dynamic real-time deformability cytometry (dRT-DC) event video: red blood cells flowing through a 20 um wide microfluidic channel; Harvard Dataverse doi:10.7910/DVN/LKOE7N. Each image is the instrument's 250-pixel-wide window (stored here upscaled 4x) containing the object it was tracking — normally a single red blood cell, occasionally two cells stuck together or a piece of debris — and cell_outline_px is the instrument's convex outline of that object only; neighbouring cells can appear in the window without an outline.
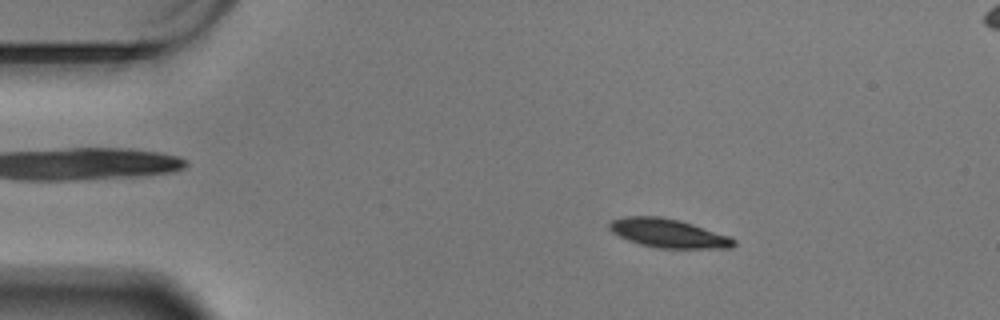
{"species": "Egyptian fruit bat (a non-hibernating species)", "species_latin": "Rousettus aegyptiacus", "temperature_condition": "warm", "stored_images_in_passage": 59, "camera_frame_rate_fps": 3000, "um_per_image_px": 0.085, "animal": {"sex": "male"}, "frame": {"image": 1, "passage_image": 10, "time_ms": 3.0, "image_size_px": [1000, 320], "cell_outline_px": [[736, 244], [732, 248], [656, 248], [640, 244], [628, 240], [612, 232], [608, 228], [608, 220], [624, 216], [660, 216], [680, 220], [728, 236], [736, 240]], "centroid_in_image_um": [56.75, 19.82], "position_along_channel_um": 28.2, "area_um2": 20.92}}
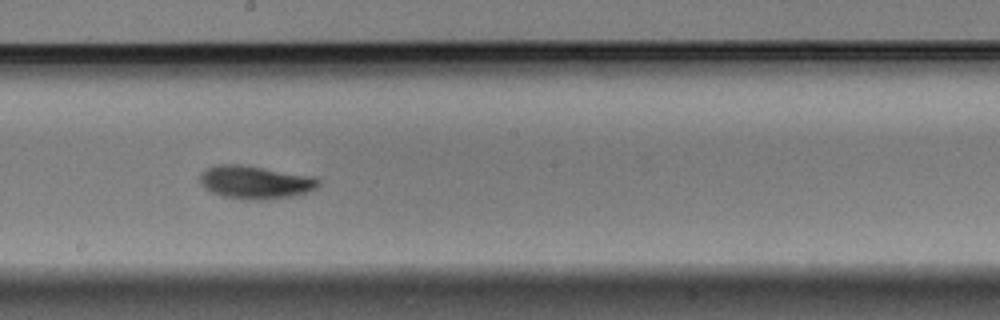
{"frame": {"image": 2, "passage_image": 33, "time_ms": 10.667, "image_size_px": [1000, 320], "cell_outline_px": [[320, 184], [316, 188], [308, 192], [292, 196], [260, 200], [244, 200], [220, 196], [204, 188], [200, 184], [200, 172], [204, 168], [212, 164], [240, 164], [316, 176], [320, 180]], "centroid_in_image_um": [21.66, 15.48], "position_along_channel_um": 226.5, "area_um2": 23.41}}
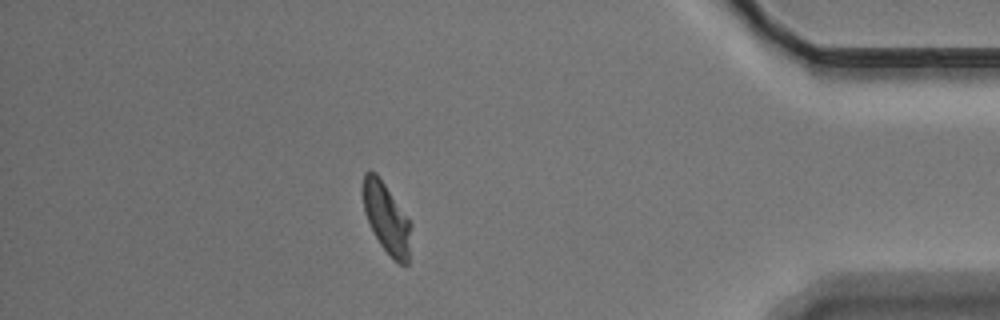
{"frame": {"image": 3, "passage_image": 52, "time_ms": 17.0, "image_size_px": [1000, 320], "cell_outline_px": [[412, 224], [408, 264], [400, 264], [380, 244], [364, 212], [364, 172], [368, 168], [376, 172]], "centroid_in_image_um": [32.87, 18.52], "position_along_channel_um": 402.3, "area_um2": 19.13}, "authors_computed_cell_mechanics": {"area_um2": 21.1548, "velocity_mm_per_s": 3.396, "shape_relaxation_time_tau1_ms": 2.4125, "shape_relaxation_time_tau2_ms": 10.173, "deformation_change_tau1": 0.1181, "deformation_change_tau2": 0.1358}}